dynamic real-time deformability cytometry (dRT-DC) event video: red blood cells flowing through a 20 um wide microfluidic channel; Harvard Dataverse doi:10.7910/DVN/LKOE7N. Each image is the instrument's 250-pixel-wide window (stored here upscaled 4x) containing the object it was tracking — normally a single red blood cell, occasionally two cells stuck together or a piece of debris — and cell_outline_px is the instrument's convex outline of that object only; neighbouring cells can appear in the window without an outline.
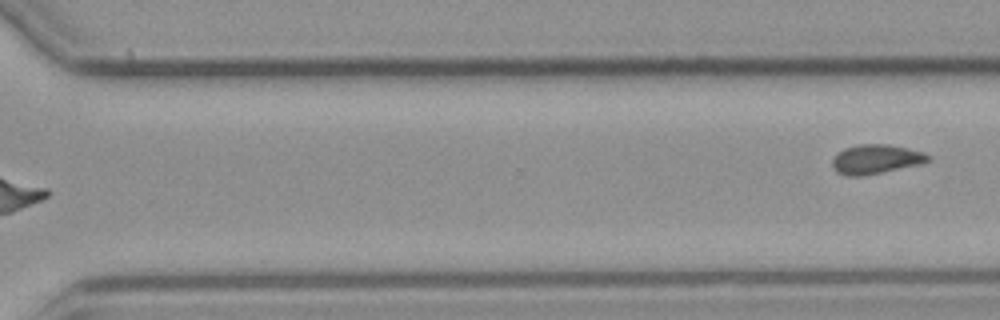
{"species": "common noctule bat (a hibernating species)", "species_latin": "Nyctalus noctula", "temperature_condition": "cold", "stored_images_in_passage": 10, "segment_of_instrument_passage": [2, 2], "camera_frame_rate_fps": 3000, "um_per_image_px": 0.085, "animal": {"sex": "male", "body_mass_g": 23.1, "forearm_length_mm": 52.7}, "frame": {"image": 1, "passage_image": 10, "time_ms": 11.667, "image_size_px": [1000, 320], "cell_outline_px": [[932, 156], [928, 160], [916, 164], [864, 176], [848, 176], [836, 172], [832, 164], [832, 160], [836, 152], [844, 148], [860, 144], [888, 144], [908, 148], [924, 152]], "centroid_in_image_um": [74.39, 13.52], "position_along_channel_um": 296.2, "area_um2": 16.24}}